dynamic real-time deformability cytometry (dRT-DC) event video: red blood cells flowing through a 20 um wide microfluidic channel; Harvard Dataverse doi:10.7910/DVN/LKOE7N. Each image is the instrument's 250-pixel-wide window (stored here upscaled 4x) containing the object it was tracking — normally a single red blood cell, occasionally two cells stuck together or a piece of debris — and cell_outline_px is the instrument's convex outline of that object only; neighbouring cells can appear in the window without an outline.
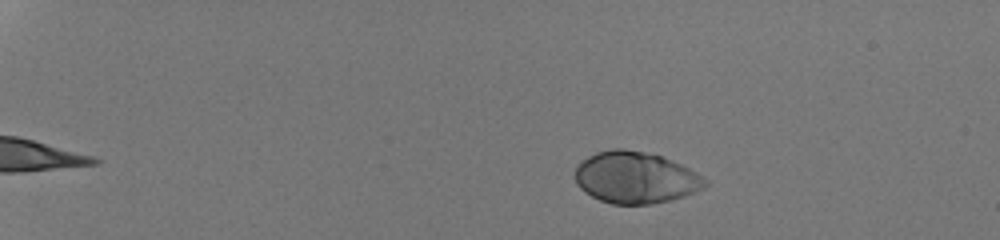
{"species": "human", "species_latin": "Homo sapiens", "temperature_condition": "room temperature", "stored_images_in_passage": 45, "camera_frame_rate_fps": 3000, "um_per_image_px": 0.085, "donor": {"sex": "male"}, "frame": {"image": 1, "passage_image": 3, "time_ms": 0.667, "image_size_px": [1000, 240], "cell_outline_px": [[708, 184], [704, 188], [696, 192], [684, 196], [652, 204], [612, 204], [600, 200], [584, 192], [576, 184], [576, 168], [588, 156], [596, 152], [612, 148], [624, 148], [644, 152], [660, 156], [680, 164], [704, 176], [708, 180]], "centroid_in_image_um": [54.03, 15.1], "position_along_channel_um": 31.0, "area_um2": 39.07}}
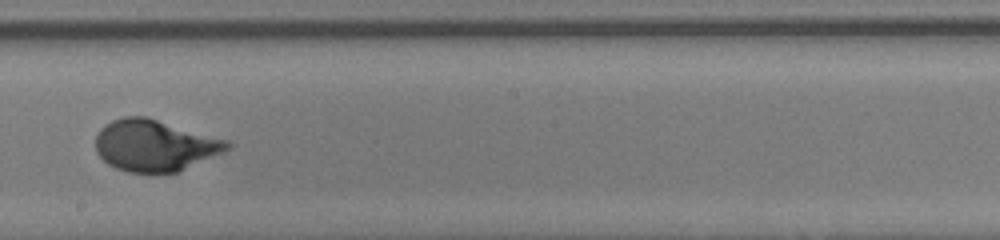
{"frame": {"image": 2, "passage_image": 27, "time_ms": 8.667, "image_size_px": [1000, 240], "cell_outline_px": [[232, 148], [224, 152], [176, 172], [128, 172], [116, 168], [108, 164], [96, 152], [96, 136], [100, 128], [112, 120], [124, 116], [144, 116], [228, 140], [232, 144]], "centroid_in_image_um": [13.15, 12.36], "position_along_channel_um": 235.0, "area_um2": 39.19}}
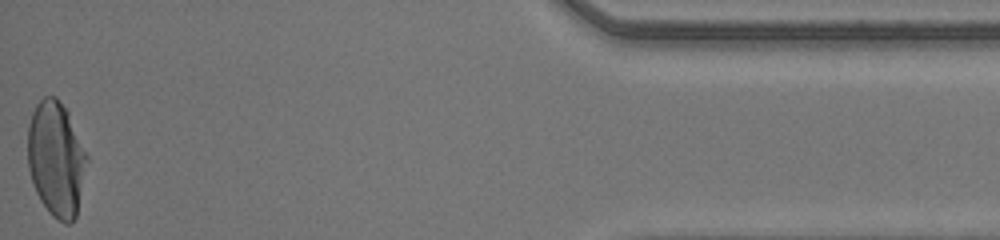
{"frame": {"image": 3, "passage_image": 45, "time_ms": 14.667, "image_size_px": [1000, 240], "cell_outline_px": [[88, 160], [76, 216], [68, 224], [64, 224], [52, 216], [48, 212], [40, 200], [36, 192], [28, 168], [28, 124], [32, 112], [36, 104], [44, 96], [56, 96], [68, 112], [88, 156]], "centroid_in_image_um": [4.77, 13.51], "position_along_channel_um": 430.4, "area_um2": 39.71}, "authors_computed_cell_mechanics": {"area_um2": 39.1884, "velocity_mm_per_s": 4.24, "shape_relaxation_time_tau1_ms": 2.8669, "shape_relaxation_time_tau2_ms": null, "deformation_change_tau1": 0.1953, "deformation_change_tau2": null}}